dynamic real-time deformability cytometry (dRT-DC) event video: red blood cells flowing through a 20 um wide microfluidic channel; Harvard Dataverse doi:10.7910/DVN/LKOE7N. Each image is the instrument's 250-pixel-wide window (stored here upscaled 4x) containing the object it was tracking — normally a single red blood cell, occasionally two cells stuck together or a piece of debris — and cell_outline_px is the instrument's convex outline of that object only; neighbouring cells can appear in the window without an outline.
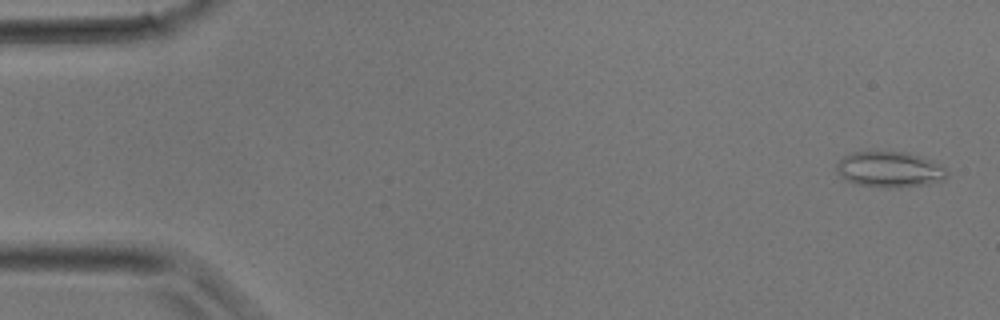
{"species": "common noctule bat (a hibernating species)", "species_latin": "Nyctalus noctula", "temperature_condition": "room temperature", "stored_images_in_passage": 36, "camera_frame_rate_fps": 3000, "um_per_image_px": 0.085, "animal": {"sex": "male", "body_mass_g": 17.9}, "frame": {"image": 1, "passage_image": 2, "time_ms": 0.333, "image_size_px": [1000, 320], "cell_outline_px": [[948, 176], [944, 180], [928, 184], [900, 188], [884, 188], [856, 184], [844, 180], [836, 172], [836, 164], [844, 156], [852, 152], [868, 148], [908, 152], [932, 160], [944, 168], [948, 172]], "centroid_in_image_um": [75.57, 14.37], "position_along_channel_um": 9.4, "area_um2": 24.1}}
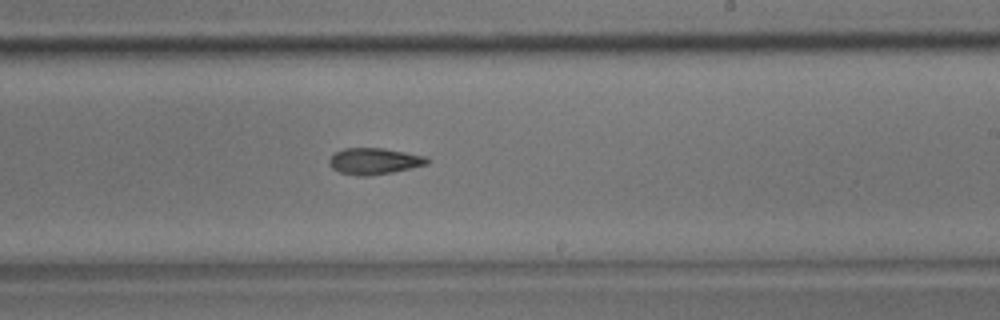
{"frame": {"image": 2, "passage_image": 22, "time_ms": 7.0, "image_size_px": [1000, 320], "cell_outline_px": [[428, 164], [412, 168], [392, 172], [368, 176], [360, 176], [340, 172], [332, 168], [328, 164], [328, 160], [336, 152], [344, 148], [384, 148], [428, 156]], "centroid_in_image_um": [31.82, 13.69], "position_along_channel_um": 257.2, "area_um2": 15.09}}
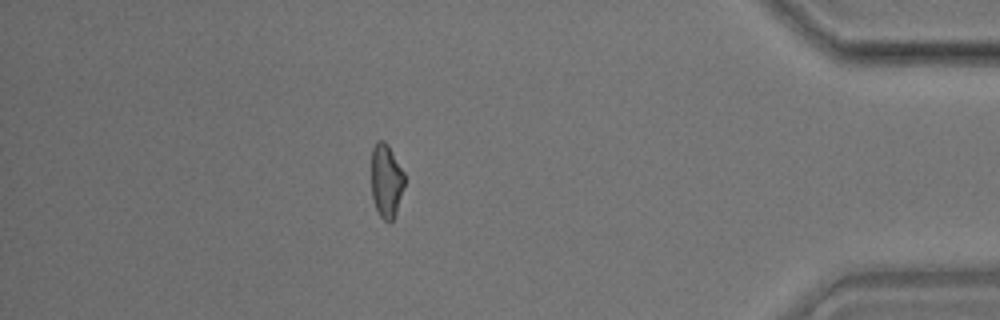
{"frame": {"image": 3, "passage_image": 32, "time_ms": 10.333, "image_size_px": [1000, 320], "cell_outline_px": [[404, 188], [396, 212], [392, 220], [384, 220], [380, 216], [376, 208], [372, 196], [372, 148], [376, 140], [384, 140], [388, 144], [404, 172]], "centroid_in_image_um": [32.83, 15.32], "position_along_channel_um": 402.4, "area_um2": 14.16}}